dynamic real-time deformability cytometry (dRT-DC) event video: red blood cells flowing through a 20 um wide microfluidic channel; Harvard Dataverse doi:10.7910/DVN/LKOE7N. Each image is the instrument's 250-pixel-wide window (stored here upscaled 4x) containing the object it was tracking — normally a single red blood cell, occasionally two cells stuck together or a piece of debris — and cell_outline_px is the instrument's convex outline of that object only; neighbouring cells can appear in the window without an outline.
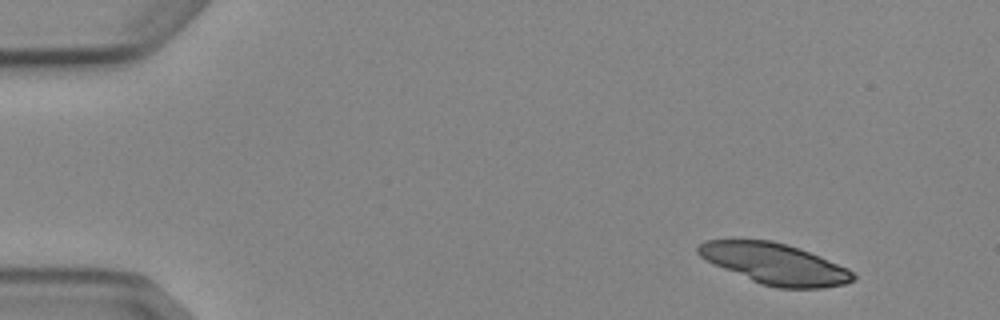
{"species": "Egyptian fruit bat (a non-hibernating species)", "species_latin": "Rousettus aegyptiacus", "temperature_condition": "cold", "stored_images_in_passage": 4, "camera_frame_rate_fps": 3000, "um_per_image_px": 0.085, "animal": {"sex": "female"}, "frame": {"image": 1, "passage_image": 1, "time_ms": 0.0, "image_size_px": [1000, 320], "cell_outline_px": [[856, 280], [844, 284], [824, 288], [776, 288], [760, 284], [712, 264], [700, 256], [696, 252], [696, 248], [704, 240], [772, 240], [820, 256], [848, 268], [856, 276]], "centroid_in_image_um": [65.85, 22.43], "position_along_channel_um": 19.2, "area_um2": 36.88}}